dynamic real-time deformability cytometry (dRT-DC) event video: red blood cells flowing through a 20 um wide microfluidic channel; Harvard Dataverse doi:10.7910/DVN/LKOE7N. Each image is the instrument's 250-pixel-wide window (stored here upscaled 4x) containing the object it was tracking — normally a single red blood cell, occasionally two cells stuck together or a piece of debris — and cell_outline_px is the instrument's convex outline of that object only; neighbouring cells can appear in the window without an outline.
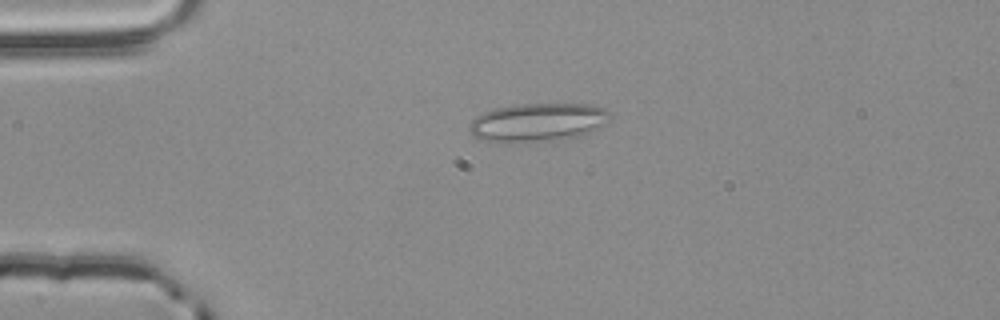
{"species": "common noctule bat (a hibernating species)", "species_latin": "Nyctalus noctula", "temperature_condition": "room temperature", "stored_images_in_passage": 3, "camera_frame_rate_fps": 3000, "um_per_image_px": 0.085, "animal": {"sex": "male", "body_mass_g": 20.4}, "frame": {"image": 1, "passage_image": 2, "time_ms": 0.333, "image_size_px": [1000, 320], "cell_outline_px": [[612, 116], [604, 124], [580, 136], [552, 140], [484, 140], [472, 136], [468, 128], [472, 120], [476, 116], [492, 108], [520, 104], [588, 104], [604, 108]], "centroid_in_image_um": [45.71, 10.36], "position_along_channel_um": 39.3, "area_um2": 30.75}}